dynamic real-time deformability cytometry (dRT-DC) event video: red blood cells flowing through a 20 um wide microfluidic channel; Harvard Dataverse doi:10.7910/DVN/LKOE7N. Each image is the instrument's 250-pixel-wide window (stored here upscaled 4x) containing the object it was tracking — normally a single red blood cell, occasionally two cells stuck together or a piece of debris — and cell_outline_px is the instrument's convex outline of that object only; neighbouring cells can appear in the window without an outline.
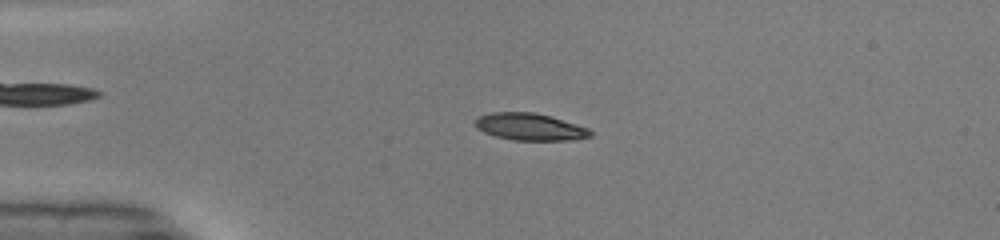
{"species": "common noctule bat (a hibernating species)", "species_latin": "Nyctalus noctula", "temperature_condition": "warm", "stored_images_in_passage": 49, "camera_frame_rate_fps": 3000, "um_per_image_px": 0.085, "animal": {"sex": "male", "body_mass_g": 19.0, "forearm_length_mm": 50.8}, "frame": {"image": 1, "passage_image": 12, "time_ms": 3.667, "image_size_px": [1000, 240], "cell_outline_px": [[592, 136], [576, 140], [512, 140], [496, 136], [484, 132], [476, 128], [472, 124], [480, 116], [492, 112], [532, 112], [548, 116], [576, 124], [588, 128], [592, 132]], "centroid_in_image_um": [45.03, 10.79], "position_along_channel_um": 40.0, "area_um2": 18.09}}
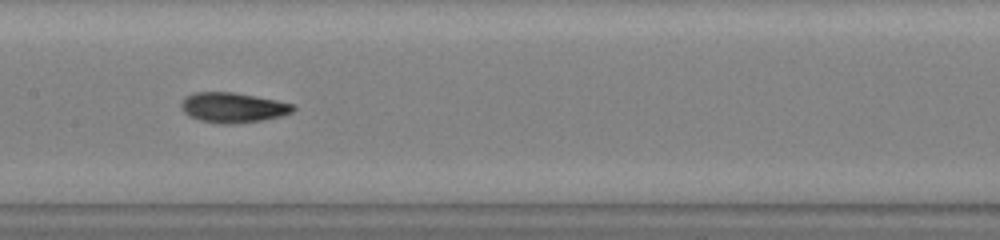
{"frame": {"image": 2, "passage_image": 25, "time_ms": 8.0, "image_size_px": [1000, 240], "cell_outline_px": [[296, 108], [292, 112], [280, 116], [260, 120], [228, 124], [216, 124], [200, 120], [188, 116], [184, 112], [180, 104], [184, 96], [196, 92], [232, 92], [256, 96], [296, 104]], "centroid_in_image_um": [19.78, 9.13], "position_along_channel_um": 187.6, "area_um2": 19.65}}
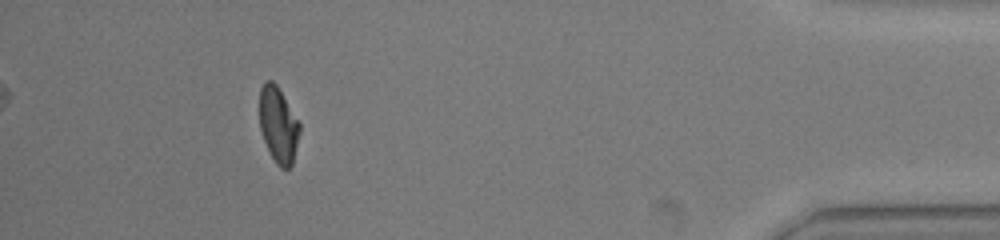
{"frame": {"image": 3, "passage_image": 45, "time_ms": 14.667, "image_size_px": [1000, 240], "cell_outline_px": [[300, 132], [292, 164], [288, 168], [280, 168], [276, 164], [264, 140], [260, 128], [260, 88], [264, 80], [272, 80], [276, 84], [300, 124]], "centroid_in_image_um": [23.65, 10.6], "position_along_channel_um": 411.6, "area_um2": 17.46}, "authors_computed_cell_mechanics": {"area_um2": 18.6116, "velocity_mm_per_s": 4.1753, "shape_relaxation_time_tau1_ms": 7.8315, "shape_relaxation_time_tau2_ms": 1.3898, "deformation_change_tau1": 0.2574, "deformation_change_tau2": 0.0665}}